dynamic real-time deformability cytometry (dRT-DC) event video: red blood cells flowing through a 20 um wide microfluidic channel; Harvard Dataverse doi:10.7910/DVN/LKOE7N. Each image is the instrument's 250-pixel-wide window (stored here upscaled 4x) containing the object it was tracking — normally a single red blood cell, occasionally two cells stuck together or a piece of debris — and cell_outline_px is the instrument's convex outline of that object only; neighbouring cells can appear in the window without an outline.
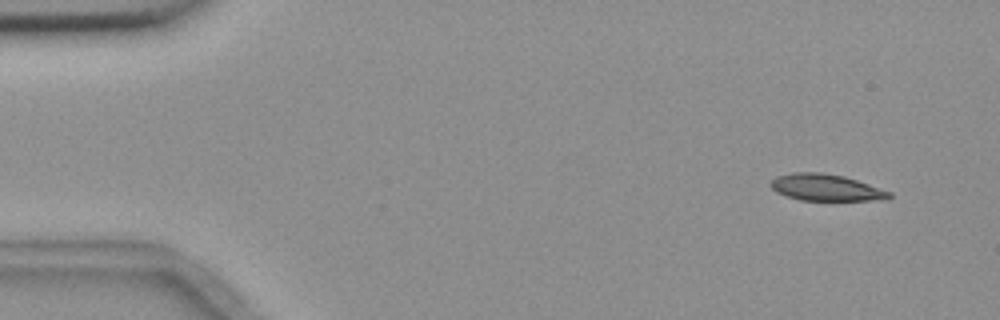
{"species": "common noctule bat (a hibernating species)", "species_latin": "Nyctalus noctula", "temperature_condition": "room temperature", "stored_images_in_passage": 5, "camera_frame_rate_fps": 3000, "um_per_image_px": 0.085, "animal": {"sex": "female", "body_mass_g": 18.4}, "frame": {"image": 1, "passage_image": 1, "time_ms": 0.0, "image_size_px": [1000, 320], "cell_outline_px": [[892, 196], [888, 200], [800, 200], [776, 192], [768, 184], [776, 176], [792, 172], [820, 172], [844, 176], [892, 192]], "centroid_in_image_um": [70.2, 15.94], "position_along_channel_um": 14.8, "area_um2": 18.44}}
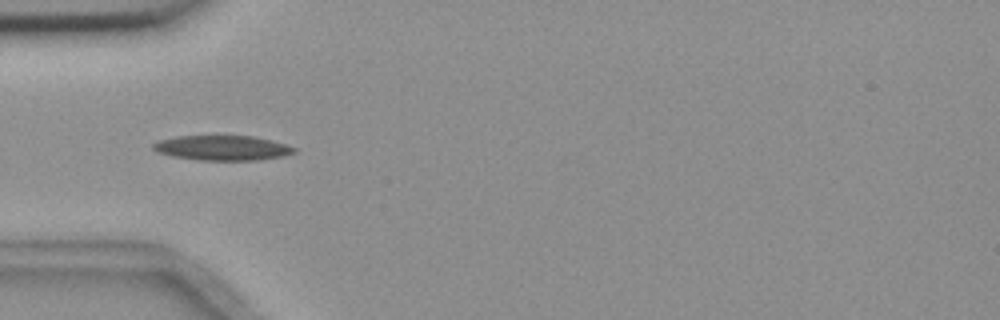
{"frame": {"image": 2, "passage_image": 4, "time_ms": 4.333, "image_size_px": [1000, 320], "cell_outline_px": [[296, 152], [284, 156], [260, 160], [200, 160], [172, 156], [156, 152], [152, 148], [152, 144], [156, 140], [176, 136], [252, 136], [284, 144], [296, 148]], "centroid_in_image_um": [18.85, 12.57], "position_along_channel_um": 66.2, "area_um2": 20.46}}